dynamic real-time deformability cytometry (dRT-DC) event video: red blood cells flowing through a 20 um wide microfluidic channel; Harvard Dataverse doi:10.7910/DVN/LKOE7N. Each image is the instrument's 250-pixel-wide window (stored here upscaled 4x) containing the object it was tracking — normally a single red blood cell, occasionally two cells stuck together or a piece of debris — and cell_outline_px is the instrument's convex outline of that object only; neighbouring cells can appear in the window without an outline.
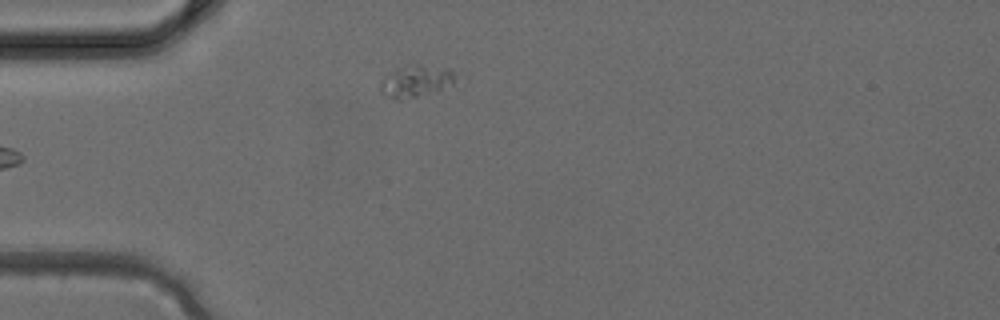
{"species": "common noctule bat (a hibernating species)", "species_latin": "Nyctalus noctula", "temperature_condition": "cold", "stored_images_in_passage": 3, "camera_frame_rate_fps": 3000, "um_per_image_px": 0.085, "animal": {"sex": "female", "body_mass_g": 24.6, "forearm_length_mm": 56.2}, "frame": {"image": 1, "passage_image": 3, "time_ms": 0.667, "image_size_px": [1000, 320], "cell_outline_px": [[456, 72], [452, 84], [416, 96], [400, 100], [396, 100], [384, 96], [380, 92], [380, 80], [396, 68], [448, 68]], "centroid_in_image_um": [35.25, 6.95], "position_along_channel_um": 49.7, "area_um2": 12.95}}